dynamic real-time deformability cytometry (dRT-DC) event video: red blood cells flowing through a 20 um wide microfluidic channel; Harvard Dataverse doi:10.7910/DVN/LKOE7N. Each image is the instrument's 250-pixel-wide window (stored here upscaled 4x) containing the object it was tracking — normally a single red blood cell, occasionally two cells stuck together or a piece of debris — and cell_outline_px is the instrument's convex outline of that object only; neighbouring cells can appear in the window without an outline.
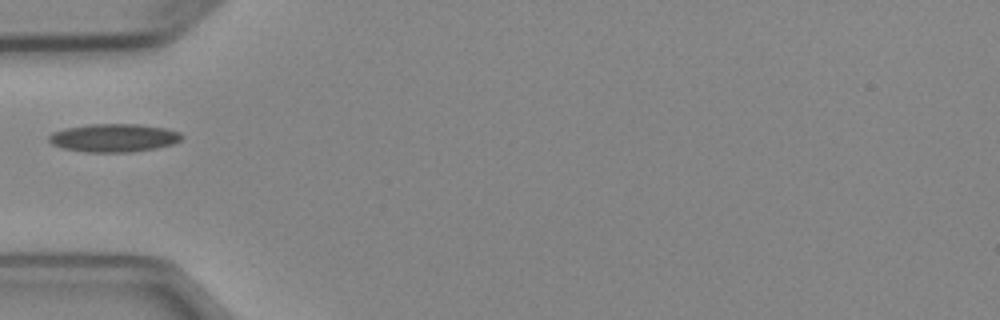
{"species": "Egyptian fruit bat (a non-hibernating species)", "species_latin": "Rousettus aegyptiacus", "temperature_condition": "cold", "stored_images_in_passage": 6, "camera_frame_rate_fps": 3000, "um_per_image_px": 0.085, "animal": {"sex": "female"}, "frame": {"image": 1, "passage_image": 6, "time_ms": 6.667, "image_size_px": [1000, 320], "cell_outline_px": [[184, 136], [180, 140], [172, 144], [156, 148], [132, 152], [84, 152], [64, 148], [52, 144], [48, 140], [48, 136], [52, 132], [64, 128], [88, 124], [140, 124], [164, 128], [180, 132]], "centroid_in_image_um": [9.66, 11.71], "position_along_channel_um": 75.3, "area_um2": 21.91}}